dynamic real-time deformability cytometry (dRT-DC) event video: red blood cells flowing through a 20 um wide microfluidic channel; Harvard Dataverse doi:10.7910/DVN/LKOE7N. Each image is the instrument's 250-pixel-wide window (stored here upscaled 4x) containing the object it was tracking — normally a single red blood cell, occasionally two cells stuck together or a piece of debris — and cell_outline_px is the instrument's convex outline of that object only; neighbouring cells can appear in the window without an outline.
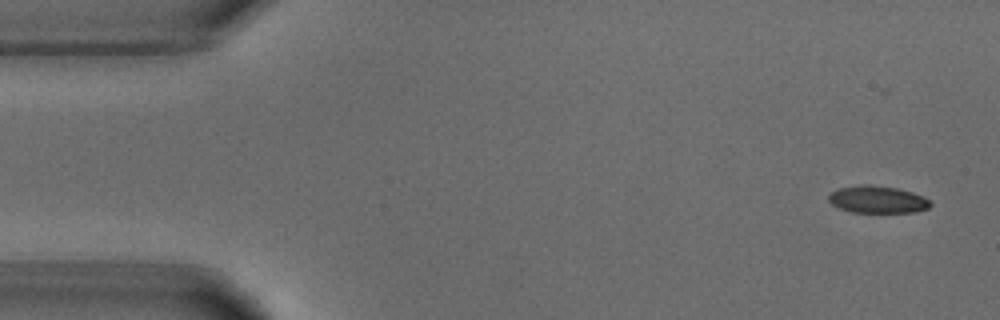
{"species": "common noctule bat (a hibernating species)", "species_latin": "Nyctalus noctula", "temperature_condition": "warm", "stored_images_in_passage": 6, "camera_frame_rate_fps": 3000, "um_per_image_px": 0.085, "animal": {"sex": "male", "body_mass_g": 18.8}, "frame": {"image": 1, "passage_image": 1, "time_ms": 0.0, "image_size_px": [1000, 320], "cell_outline_px": [[932, 204], [928, 208], [916, 212], [852, 212], [840, 208], [832, 204], [828, 200], [828, 196], [832, 192], [840, 188], [864, 184], [868, 184], [896, 188], [912, 192], [924, 196]], "centroid_in_image_um": [74.6, 16.96], "position_along_channel_um": 10.4, "area_um2": 16.01}}
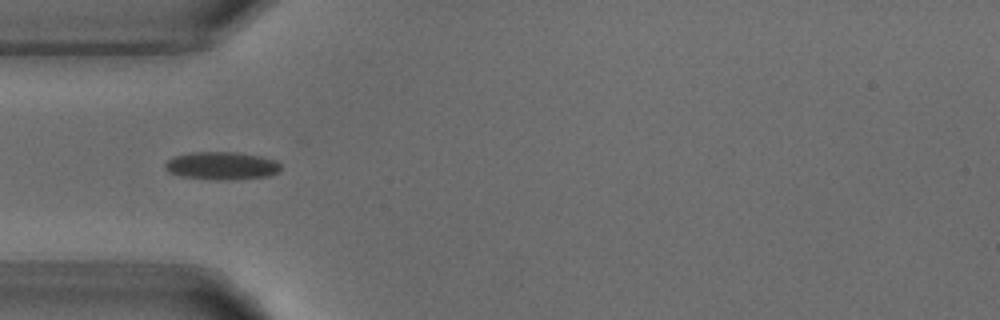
{"frame": {"image": 2, "passage_image": 4, "time_ms": 4.333, "image_size_px": [1000, 320], "cell_outline_px": [[280, 172], [268, 176], [180, 176], [168, 172], [164, 168], [164, 164], [172, 156], [192, 152], [236, 152], [260, 156], [276, 160], [280, 164]], "centroid_in_image_um": [18.81, 14.0], "position_along_channel_um": 66.2, "area_um2": 17.51}}
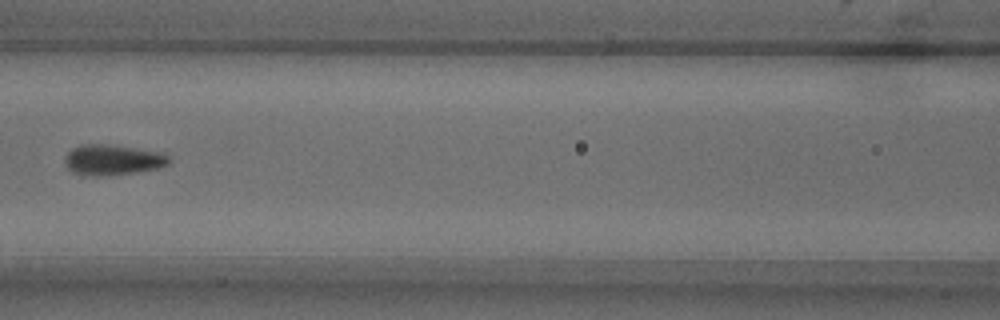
{"frame": {"image": 3, "passage_image": 6, "time_ms": 6.667, "image_size_px": [1000, 320], "cell_outline_px": [[172, 160], [168, 164], [160, 168], [136, 172], [100, 176], [92, 176], [72, 172], [64, 164], [64, 156], [72, 148], [80, 144], [112, 144], [164, 152]], "centroid_in_image_um": [9.59, 13.57], "position_along_channel_um": 157.0, "area_um2": 18.9}}